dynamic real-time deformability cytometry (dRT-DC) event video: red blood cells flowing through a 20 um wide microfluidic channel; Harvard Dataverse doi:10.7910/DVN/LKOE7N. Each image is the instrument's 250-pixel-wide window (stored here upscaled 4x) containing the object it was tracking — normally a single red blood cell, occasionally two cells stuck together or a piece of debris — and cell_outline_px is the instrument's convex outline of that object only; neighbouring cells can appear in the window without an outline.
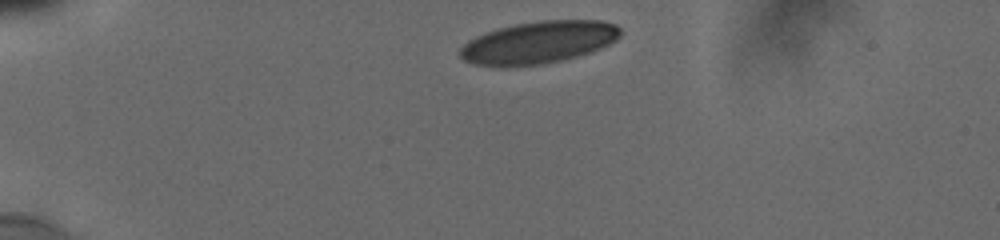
{"species": "human", "species_latin": "Homo sapiens", "temperature_condition": "cold", "stored_images_in_passage": 28, "camera_frame_rate_fps": 3000, "um_per_image_px": 0.085, "donor": {"sex": "male"}, "frame": {"image": 1, "passage_image": 1, "time_ms": 0.0, "image_size_px": [1000, 240], "cell_outline_px": [[620, 36], [616, 40], [600, 48], [576, 56], [560, 60], [540, 64], [476, 64], [464, 60], [460, 56], [460, 48], [468, 40], [484, 32], [516, 24], [540, 20], [600, 20], [616, 24], [620, 28]], "centroid_in_image_um": [45.82, 3.56], "position_along_channel_um": 39.2, "area_um2": 38.55}}
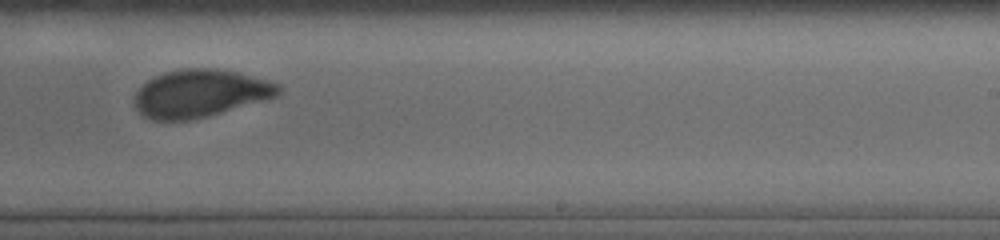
{"frame": {"image": 2, "passage_image": 16, "time_ms": 7.667, "image_size_px": [1000, 240], "cell_outline_px": [[280, 92], [276, 96], [268, 100], [208, 116], [192, 120], [152, 120], [144, 116], [132, 104], [132, 96], [148, 80], [164, 72], [180, 68], [216, 68], [236, 72], [268, 80], [280, 84]], "centroid_in_image_um": [17.0, 7.94], "position_along_channel_um": 272.0, "area_um2": 40.34}}
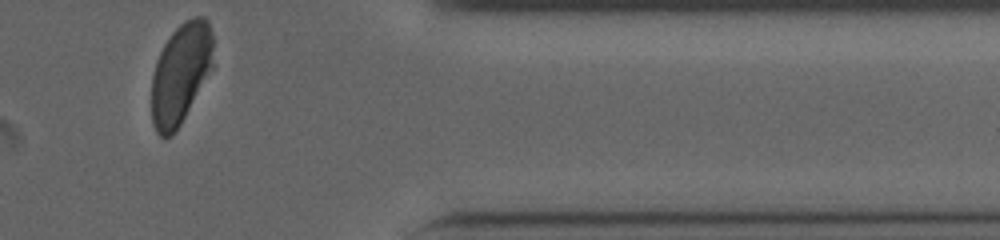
{"frame": {"image": 3, "passage_image": 28, "time_ms": 11.333, "image_size_px": [1000, 240], "cell_outline_px": [[212, 68], [176, 132], [172, 136], [160, 136], [156, 132], [152, 124], [152, 76], [156, 60], [164, 44], [172, 32], [184, 20], [196, 16], [204, 16], [208, 20], [212, 32]], "centroid_in_image_um": [15.34, 6.24], "position_along_channel_um": 396.1, "area_um2": 36.07}, "authors_computed_cell_mechanics": {"area_um2": 40.3444, "velocity_mm_per_s": 3.7907, "shape_relaxation_time_tau1_ms": 5.0914, "shape_relaxation_time_tau2_ms": null, "deformation_change_tau1": 0.1269, "deformation_change_tau2": null}}